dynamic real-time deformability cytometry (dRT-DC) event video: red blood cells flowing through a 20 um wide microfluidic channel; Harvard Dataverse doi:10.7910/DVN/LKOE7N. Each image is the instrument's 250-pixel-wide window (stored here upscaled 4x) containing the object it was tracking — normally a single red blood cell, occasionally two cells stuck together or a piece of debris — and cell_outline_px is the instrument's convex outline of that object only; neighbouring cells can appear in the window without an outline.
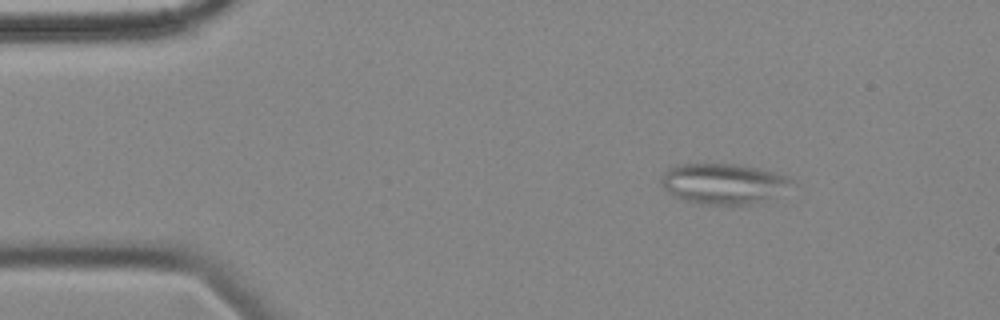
{"species": "common noctule bat (a hibernating species)", "species_latin": "Nyctalus noctula", "temperature_condition": "cold", "stored_images_in_passage": 3, "camera_frame_rate_fps": 3000, "um_per_image_px": 0.085, "animal": {"sex": "female", "body_mass_g": 18.4}, "frame": {"image": 1, "passage_image": 1, "time_ms": 0.0, "image_size_px": [1000, 320], "cell_outline_px": [[796, 184], [776, 196], [740, 208], [732, 208], [704, 204], [680, 200], [668, 192], [664, 188], [660, 180], [668, 168], [676, 164], [740, 164], [760, 168], [776, 172], [788, 176], [796, 180]], "centroid_in_image_um": [61.56, 15.65], "position_along_channel_um": 23.4, "area_um2": 32.02}}